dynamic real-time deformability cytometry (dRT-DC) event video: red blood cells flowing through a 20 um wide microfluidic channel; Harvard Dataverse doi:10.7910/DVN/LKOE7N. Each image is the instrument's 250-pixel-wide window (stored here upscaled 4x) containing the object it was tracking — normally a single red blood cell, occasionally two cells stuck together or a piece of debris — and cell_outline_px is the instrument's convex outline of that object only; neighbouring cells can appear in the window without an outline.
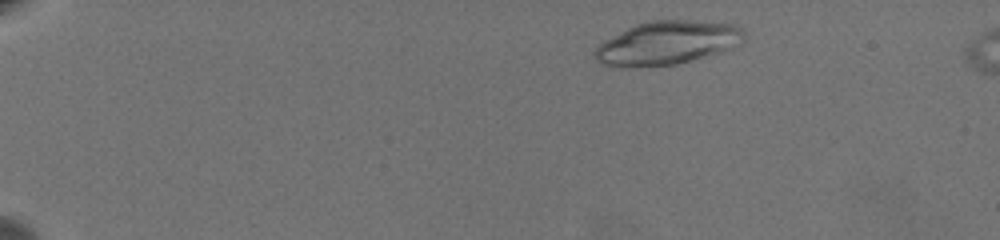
{"species": "common noctule bat (a hibernating species)", "species_latin": "Nyctalus noctula", "temperature_condition": "warm", "stored_images_in_passage": 55, "camera_frame_rate_fps": 3000, "um_per_image_px": 0.085, "animal": {"sex": "female", "body_mass_g": 19.5, "forearm_length_mm": 54.1}, "frame": {"image": 1, "passage_image": 5, "time_ms": 1.333, "image_size_px": [1000, 240], "cell_outline_px": [[744, 40], [740, 44], [720, 52], [692, 60], [676, 64], [620, 68], [616, 68], [604, 64], [596, 60], [592, 56], [592, 52], [604, 40], [636, 24], [652, 20], [692, 20], [732, 24], [744, 28]], "centroid_in_image_um": [56.69, 3.65], "position_along_channel_um": 28.3, "area_um2": 37.97}}
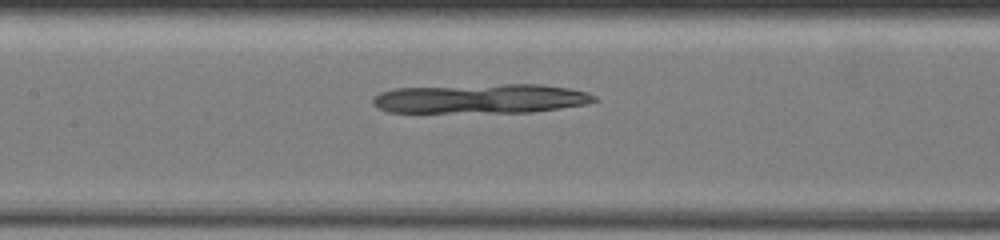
{"frame": {"image": 2, "passage_image": 27, "time_ms": 8.667, "image_size_px": [1000, 240], "cell_outline_px": [[596, 100], [588, 104], [532, 112], [388, 112], [372, 104], [372, 96], [380, 92], [396, 88], [504, 84], [540, 84], [568, 88], [588, 92], [596, 96]], "centroid_in_image_um": [40.88, 8.38], "position_along_channel_um": 166.5, "area_um2": 37.97}}
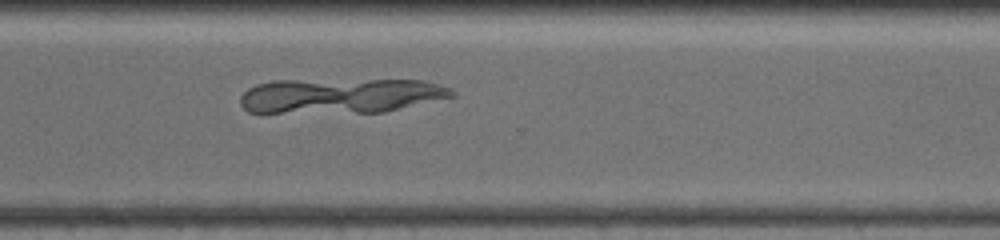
{"frame": {"image": 3, "passage_image": 42, "time_ms": 13.667, "image_size_px": [1000, 240], "cell_outline_px": [[456, 96], [384, 112], [248, 112], [240, 104], [240, 96], [248, 88], [256, 84], [272, 80], [424, 80], [452, 88], [456, 92]], "centroid_in_image_um": [28.98, 8.12], "position_along_channel_um": 341.6, "area_um2": 43.18}}